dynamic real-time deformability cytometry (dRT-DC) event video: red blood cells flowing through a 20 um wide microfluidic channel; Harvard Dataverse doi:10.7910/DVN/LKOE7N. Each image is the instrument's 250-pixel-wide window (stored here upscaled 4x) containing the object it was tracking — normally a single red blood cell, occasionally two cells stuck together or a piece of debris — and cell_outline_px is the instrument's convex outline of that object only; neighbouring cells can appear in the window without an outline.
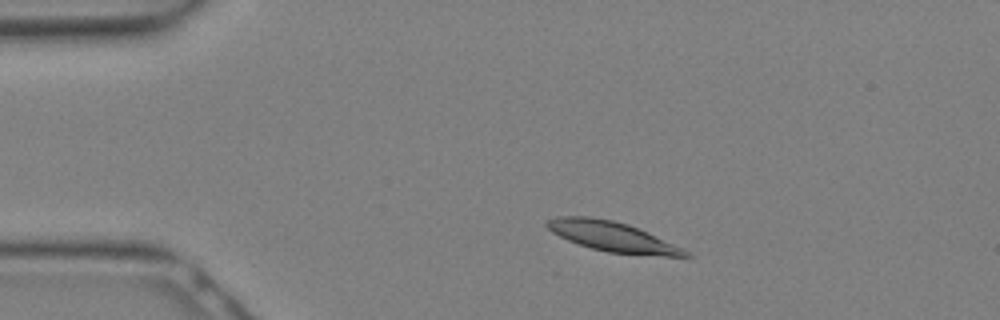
{"species": "Egyptian fruit bat (a non-hibernating species)", "species_latin": "Rousettus aegyptiacus", "temperature_condition": "warm", "stored_images_in_passage": 27, "camera_frame_rate_fps": 3000, "um_per_image_px": 0.085, "animal": {"sex": "female"}, "frame": {"image": 1, "passage_image": 3, "time_ms": 0.667, "image_size_px": [1000, 320], "cell_outline_px": [[692, 256], [664, 256], [608, 252], [592, 248], [568, 240], [552, 232], [544, 224], [548, 220], [560, 216], [588, 216], [612, 220], [628, 224], [680, 248], [688, 252]], "centroid_in_image_um": [51.96, 20.09], "position_along_channel_um": 33.0, "area_um2": 23.29}}
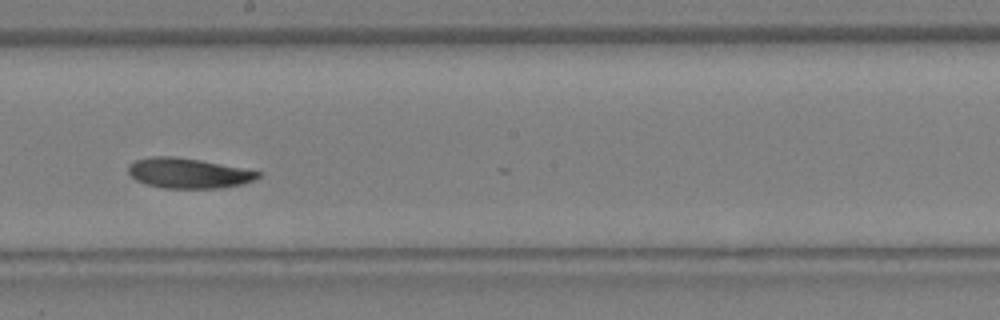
{"frame": {"image": 2, "passage_image": 14, "time_ms": 4.333, "image_size_px": [1000, 320], "cell_outline_px": [[264, 172], [260, 176], [252, 180], [240, 184], [220, 188], [164, 188], [148, 184], [136, 180], [128, 172], [128, 164], [136, 160], [152, 156], [172, 156], [200, 160]], "centroid_in_image_um": [16.0, 14.71], "position_along_channel_um": 232.2, "area_um2": 22.6}}
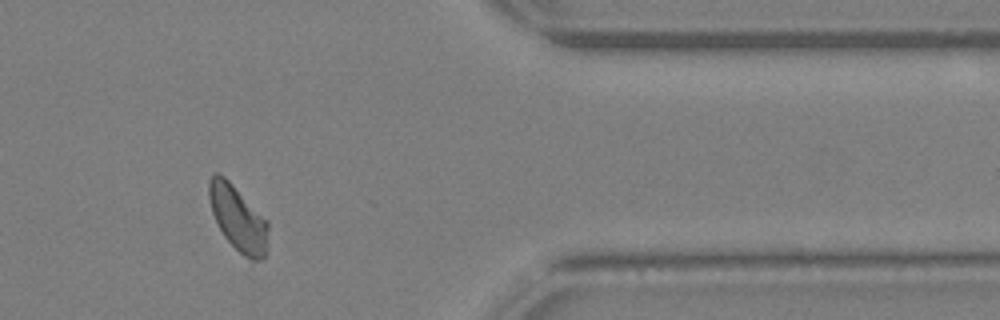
{"frame": {"image": 3, "passage_image": 22, "time_ms": 7.0, "image_size_px": [1000, 320], "cell_outline_px": [[268, 244], [264, 256], [260, 260], [252, 260], [244, 256], [224, 236], [212, 212], [208, 196], [208, 180], [216, 172], [224, 176], [268, 220]], "centroid_in_image_um": [20.24, 18.55], "position_along_channel_um": 391.2, "area_um2": 22.31}}